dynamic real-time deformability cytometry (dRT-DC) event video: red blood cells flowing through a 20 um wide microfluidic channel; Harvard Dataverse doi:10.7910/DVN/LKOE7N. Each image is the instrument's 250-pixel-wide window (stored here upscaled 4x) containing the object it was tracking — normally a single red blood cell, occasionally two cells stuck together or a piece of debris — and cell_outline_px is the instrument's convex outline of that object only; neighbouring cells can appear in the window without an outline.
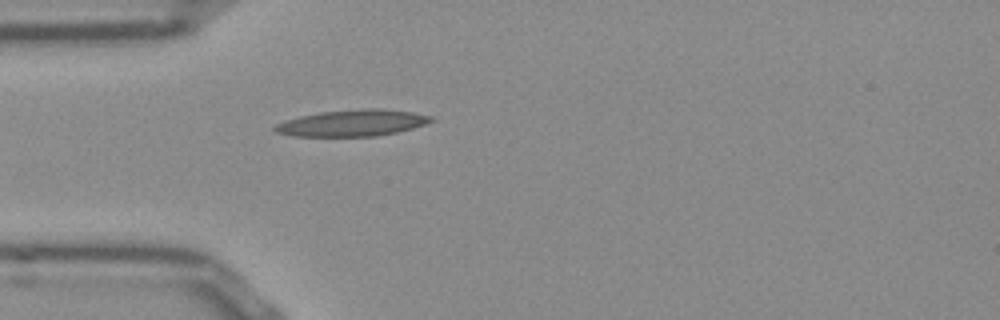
{"species": "Egyptian fruit bat (a non-hibernating species)", "species_latin": "Rousettus aegyptiacus", "temperature_condition": "room temperature", "stored_images_in_passage": 36, "camera_frame_rate_fps": 3000, "um_per_image_px": 0.085, "frame": {"image": 1, "passage_image": 1, "time_ms": 0.0, "image_size_px": [1000, 320], "cell_outline_px": [[432, 120], [424, 124], [412, 128], [396, 132], [376, 136], [292, 136], [276, 132], [272, 128], [276, 124], [284, 120], [300, 116], [320, 112], [364, 108], [376, 108], [412, 112], [432, 116]], "centroid_in_image_um": [29.9, 10.45], "position_along_channel_um": 55.1, "area_um2": 23.93}}
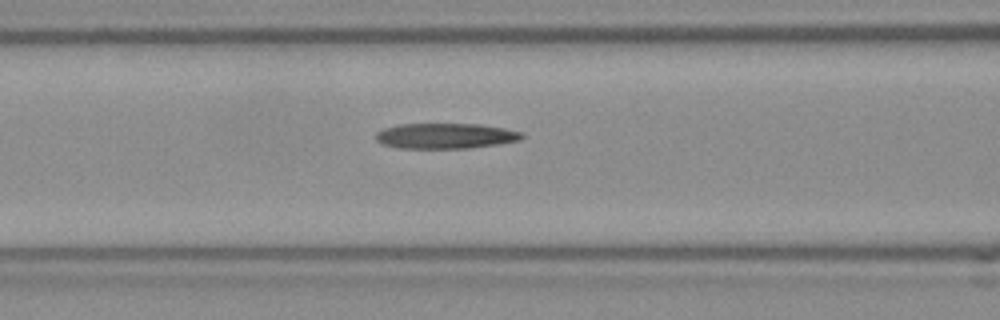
{"frame": {"image": 2, "passage_image": 7, "time_ms": 2.0, "image_size_px": [1000, 320], "cell_outline_px": [[524, 136], [520, 140], [500, 144], [468, 148], [396, 148], [380, 144], [376, 140], [376, 132], [384, 128], [400, 124], [480, 124], [504, 128], [524, 132]], "centroid_in_image_um": [37.87, 11.55], "position_along_channel_um": 128.7, "area_um2": 21.85}}
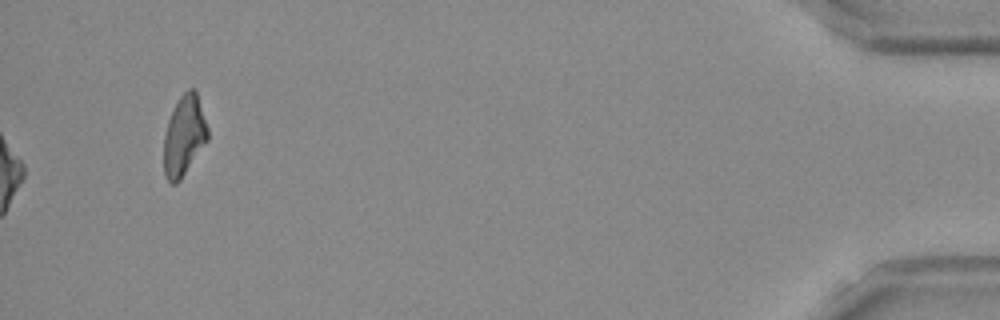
{"frame": {"image": 3, "passage_image": 36, "time_ms": 11.667, "image_size_px": [1000, 320], "cell_outline_px": [[208, 140], [180, 180], [176, 184], [172, 184], [164, 176], [164, 136], [168, 120], [172, 108], [180, 96], [188, 88], [196, 88], [208, 128]], "centroid_in_image_um": [15.65, 11.51], "position_along_channel_um": 419.6, "area_um2": 20.69}}